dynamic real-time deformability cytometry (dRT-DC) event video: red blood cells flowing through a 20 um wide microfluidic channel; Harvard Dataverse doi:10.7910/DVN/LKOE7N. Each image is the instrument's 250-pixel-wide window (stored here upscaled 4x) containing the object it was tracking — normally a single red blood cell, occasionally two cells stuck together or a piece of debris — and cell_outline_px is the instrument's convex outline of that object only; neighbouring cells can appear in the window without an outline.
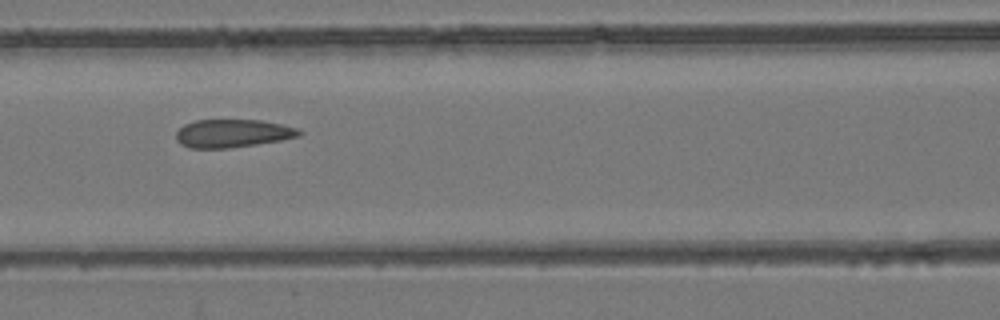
{"species": "common noctule bat (a hibernating species)", "species_latin": "Nyctalus noctula", "temperature_condition": "room temperature", "stored_images_in_passage": 8, "camera_frame_rate_fps": 3000, "um_per_image_px": 0.085, "animal": {"sex": "female", "body_mass_g": 24.6, "forearm_length_mm": 56.2}, "frame": {"image": 1, "passage_image": 6, "time_ms": 1.667, "image_size_px": [1000, 320], "cell_outline_px": [[304, 132], [300, 136], [280, 140], [256, 144], [228, 148], [188, 148], [180, 144], [176, 140], [176, 132], [184, 124], [196, 120], [260, 120], [280, 124], [296, 128]], "centroid_in_image_um": [19.74, 11.34], "position_along_channel_um": 146.9, "area_um2": 20.11}}
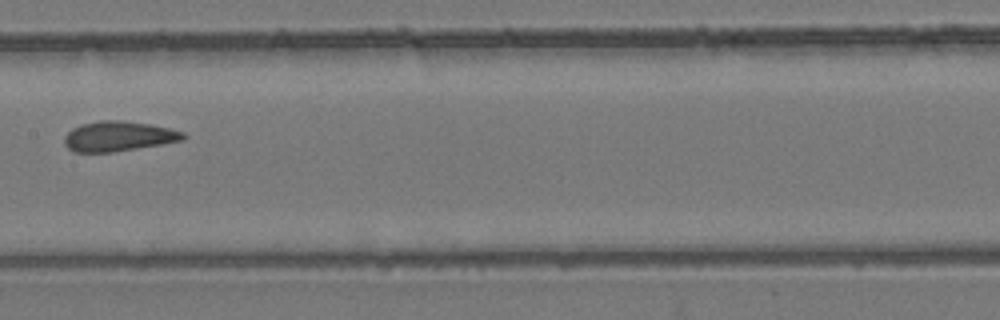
{"frame": {"image": 2, "passage_image": 7, "time_ms": 2.0, "image_size_px": [1000, 320], "cell_outline_px": [[188, 136], [184, 140], [112, 152], [72, 152], [64, 144], [64, 136], [72, 128], [84, 124], [100, 120], [120, 120], [152, 124], [184, 132]], "centroid_in_image_um": [10.07, 11.58], "position_along_channel_um": 197.3, "area_um2": 20.75}}
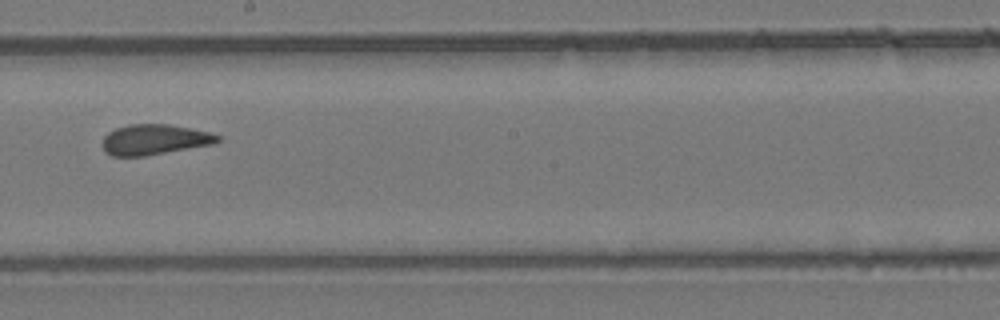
{"frame": {"image": 3, "passage_image": 8, "time_ms": 2.333, "image_size_px": [1000, 320], "cell_outline_px": [[220, 140], [212, 144], [144, 156], [112, 156], [104, 152], [104, 136], [108, 132], [116, 128], [128, 124], [168, 124], [192, 128], [208, 132], [220, 136]], "centroid_in_image_um": [13.11, 11.86], "position_along_channel_um": 235.1, "area_um2": 20.23}}